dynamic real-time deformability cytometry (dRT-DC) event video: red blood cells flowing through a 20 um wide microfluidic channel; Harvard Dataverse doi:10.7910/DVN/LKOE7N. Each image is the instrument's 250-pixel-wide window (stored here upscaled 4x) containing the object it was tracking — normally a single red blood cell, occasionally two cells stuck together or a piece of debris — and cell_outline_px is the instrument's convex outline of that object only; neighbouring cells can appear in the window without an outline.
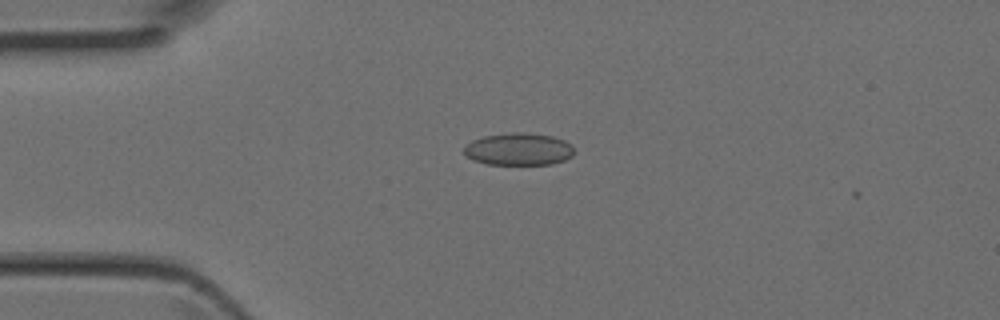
{"species": "Egyptian fruit bat (a non-hibernating species)", "species_latin": "Rousettus aegyptiacus", "temperature_condition": "room temperature", "stored_images_in_passage": 2, "camera_frame_rate_fps": 3000, "um_per_image_px": 0.085, "animal": {"sex": "female"}, "frame": {"image": 1, "passage_image": 1, "time_ms": 0.0, "image_size_px": [1000, 320], "cell_outline_px": [[572, 156], [564, 160], [552, 164], [488, 164], [472, 160], [464, 152], [464, 148], [472, 140], [484, 136], [512, 132], [524, 132], [552, 136], [564, 140], [572, 144]], "centroid_in_image_um": [44.09, 12.67], "position_along_channel_um": 40.9, "area_um2": 20.63}}